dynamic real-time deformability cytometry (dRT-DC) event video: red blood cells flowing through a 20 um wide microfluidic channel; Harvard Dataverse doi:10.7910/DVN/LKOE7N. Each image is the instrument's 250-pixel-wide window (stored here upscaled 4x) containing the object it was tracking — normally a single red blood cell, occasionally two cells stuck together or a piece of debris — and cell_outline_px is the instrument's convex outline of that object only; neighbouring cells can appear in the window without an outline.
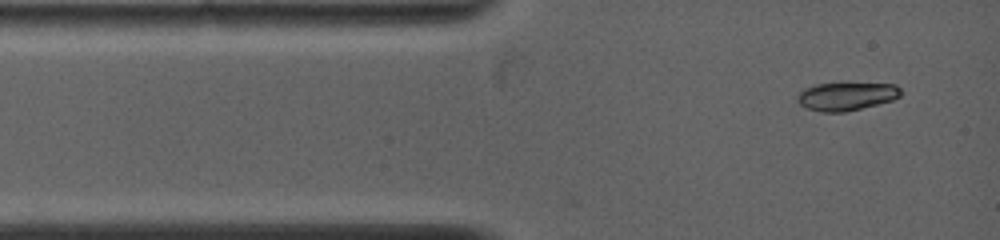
{"species": "common noctule bat (a hibernating species)", "species_latin": "Nyctalus noctula", "temperature_condition": "warm", "stored_images_in_passage": 8, "camera_frame_rate_fps": 5000, "um_per_image_px": 0.085, "animal": {"sex": "female", "body_mass_g": 19.0, "forearm_length_mm": 53.3}, "frame": {"image": 1, "passage_image": 1, "time_ms": 0.0, "image_size_px": [1000, 240], "cell_outline_px": [[900, 96], [892, 100], [844, 112], [820, 112], [808, 108], [800, 104], [796, 100], [796, 96], [804, 88], [816, 84], [896, 84], [900, 88]], "centroid_in_image_um": [71.9, 8.19], "position_along_channel_um": 13.1, "area_um2": 16.65}}
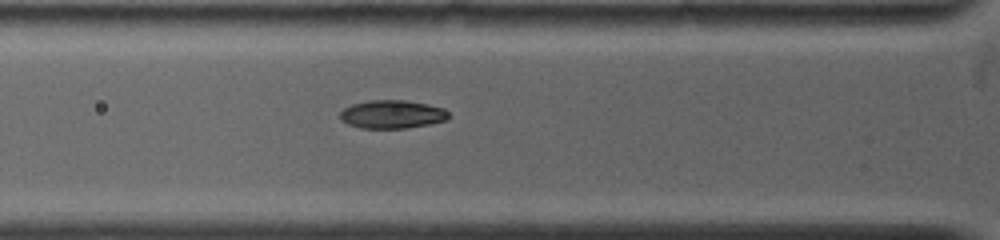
{"frame": {"image": 2, "passage_image": 6, "time_ms": 2.8, "image_size_px": [1000, 240], "cell_outline_px": [[448, 120], [408, 128], [360, 128], [348, 124], [340, 120], [340, 112], [344, 108], [352, 104], [372, 100], [404, 100], [428, 104], [444, 108], [448, 112]], "centroid_in_image_um": [33.33, 9.72], "position_along_channel_um": 92.5, "area_um2": 17.92}}
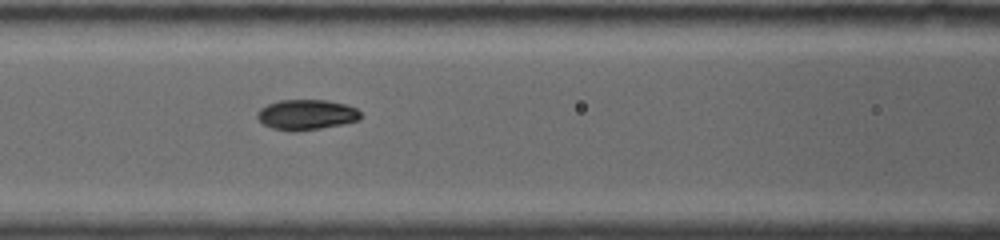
{"frame": {"image": 3, "passage_image": 8, "time_ms": 4.0, "image_size_px": [1000, 240], "cell_outline_px": [[360, 120], [320, 128], [296, 132], [288, 132], [272, 128], [264, 124], [256, 116], [256, 112], [260, 108], [268, 104], [280, 100], [324, 100], [344, 104], [356, 108], [360, 112]], "centroid_in_image_um": [26.01, 9.76], "position_along_channel_um": 140.6, "area_um2": 18.21}}